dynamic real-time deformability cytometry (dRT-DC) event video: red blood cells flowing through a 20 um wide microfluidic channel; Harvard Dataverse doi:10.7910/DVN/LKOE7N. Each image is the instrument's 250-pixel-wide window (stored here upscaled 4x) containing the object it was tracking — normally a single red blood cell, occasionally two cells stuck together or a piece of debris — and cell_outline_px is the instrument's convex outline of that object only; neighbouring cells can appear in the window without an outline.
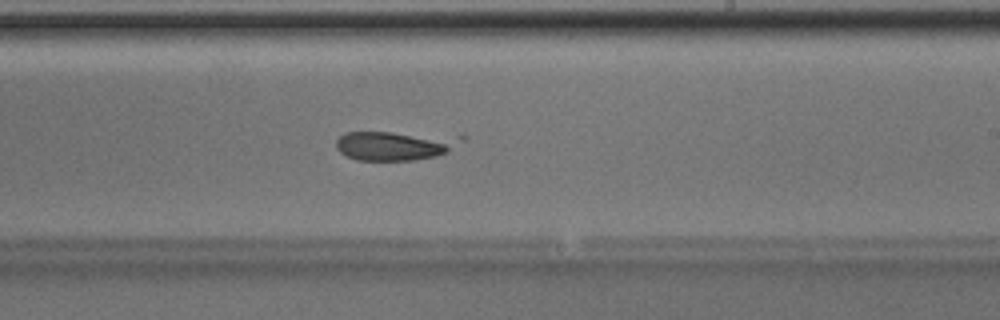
{"species": "Egyptian fruit bat (a non-hibernating species)", "species_latin": "Rousettus aegyptiacus", "temperature_condition": "room temperature", "stored_images_in_passage": 48, "camera_frame_rate_fps": 3000, "um_per_image_px": 0.085, "animal": {"sex": "male"}, "frame": {"image": 1, "passage_image": 28, "time_ms": 9.0, "image_size_px": [1000, 320], "cell_outline_px": [[464, 140], [448, 152], [436, 156], [412, 160], [356, 160], [340, 152], [336, 148], [336, 140], [344, 132], [392, 132], [464, 136]], "centroid_in_image_um": [33.57, 12.36], "position_along_channel_um": 255.4, "area_um2": 21.39}}